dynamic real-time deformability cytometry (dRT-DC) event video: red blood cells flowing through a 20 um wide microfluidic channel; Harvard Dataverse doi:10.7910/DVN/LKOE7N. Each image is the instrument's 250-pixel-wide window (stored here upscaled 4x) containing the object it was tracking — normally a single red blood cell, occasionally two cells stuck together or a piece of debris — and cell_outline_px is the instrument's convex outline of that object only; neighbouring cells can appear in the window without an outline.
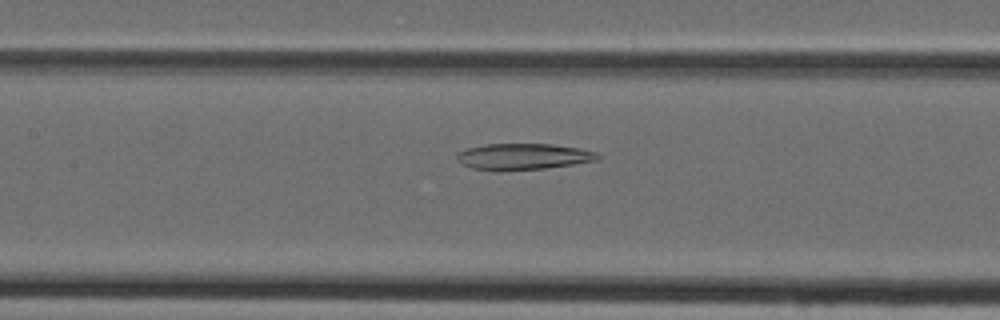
{"species": "Egyptian fruit bat (a non-hibernating species)", "species_latin": "Rousettus aegyptiacus", "temperature_condition": "cold", "stored_images_in_passage": 48, "camera_frame_rate_fps": 3000, "um_per_image_px": 0.085, "animal": {"sex": "female"}, "frame": {"image": 1, "passage_image": 22, "time_ms": 7.0, "image_size_px": [1000, 320], "cell_outline_px": [[600, 160], [544, 168], [500, 172], [472, 168], [456, 160], [456, 152], [468, 148], [488, 144], [552, 144], [580, 148], [596, 152], [600, 156]], "centroid_in_image_um": [44.45, 13.32], "position_along_channel_um": 162.9, "area_um2": 21.73}}
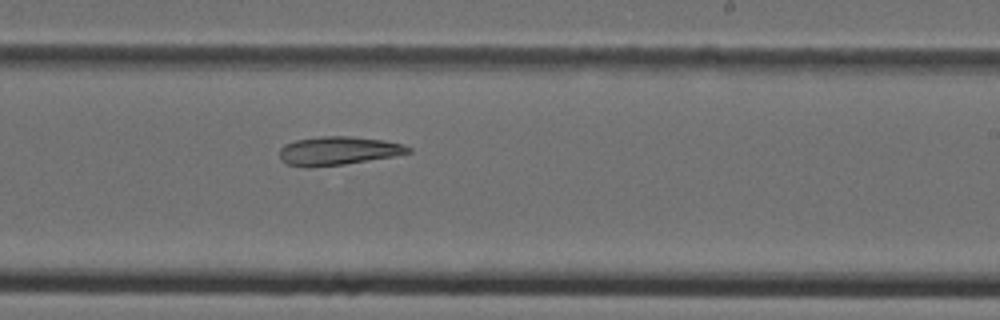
{"frame": {"image": 2, "passage_image": 29, "time_ms": 9.333, "image_size_px": [1000, 320], "cell_outline_px": [[412, 152], [392, 156], [344, 164], [312, 168], [304, 168], [288, 164], [280, 160], [280, 148], [284, 144], [296, 140], [320, 136], [352, 136], [384, 140], [404, 144], [412, 148]], "centroid_in_image_um": [28.72, 12.82], "position_along_channel_um": 260.3, "area_um2": 21.62}}
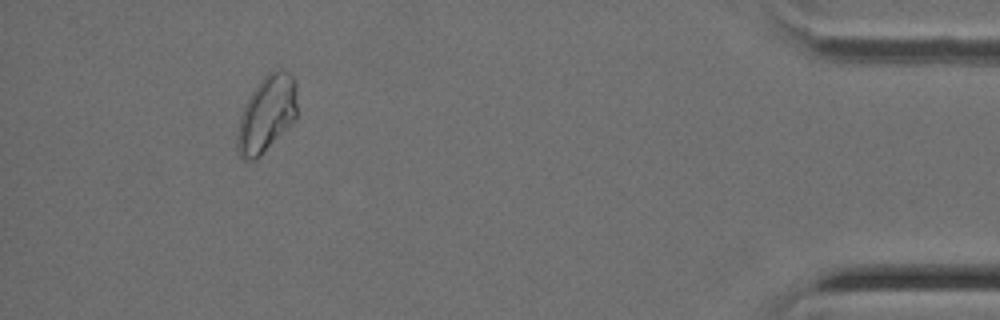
{"frame": {"image": 3, "passage_image": 44, "time_ms": 14.333, "image_size_px": [1000, 320], "cell_outline_px": [[296, 116], [260, 156], [256, 160], [244, 160], [240, 156], [236, 148], [236, 136], [240, 116], [244, 104], [252, 92], [264, 76], [268, 72], [280, 68], [288, 72], [292, 76], [296, 84]], "centroid_in_image_um": [22.63, 9.67], "position_along_channel_um": 412.6, "area_um2": 26.3}}